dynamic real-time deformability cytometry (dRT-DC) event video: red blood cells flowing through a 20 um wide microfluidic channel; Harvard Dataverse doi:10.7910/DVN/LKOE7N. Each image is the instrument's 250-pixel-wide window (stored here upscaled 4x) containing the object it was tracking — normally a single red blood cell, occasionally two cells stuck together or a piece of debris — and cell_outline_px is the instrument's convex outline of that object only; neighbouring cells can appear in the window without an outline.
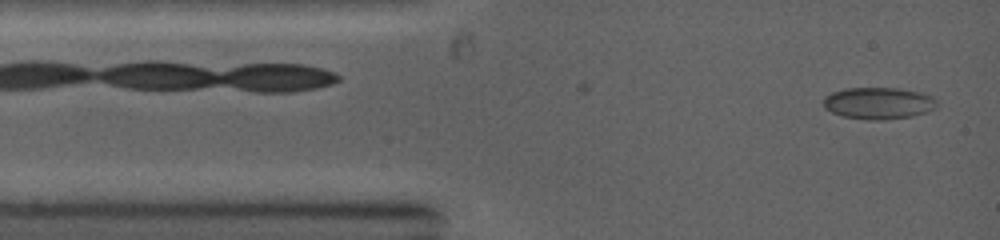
{"species": "common noctule bat (a hibernating species)", "species_latin": "Nyctalus noctula", "temperature_condition": "warm", "stored_images_in_passage": 12, "camera_frame_rate_fps": 5000, "um_per_image_px": 0.085, "animal": {"sex": "female", "body_mass_g": 19.0, "forearm_length_mm": 53.3}, "frame": {"image": 1, "passage_image": 1, "time_ms": 0.0, "image_size_px": [1000, 240], "cell_outline_px": [[936, 108], [928, 112], [912, 116], [880, 120], [864, 120], [844, 116], [832, 112], [824, 108], [824, 96], [832, 92], [844, 88], [896, 88], [920, 92], [932, 96], [936, 100]], "centroid_in_image_um": [74.67, 8.77], "position_along_channel_um": 10.3, "area_um2": 21.1}}
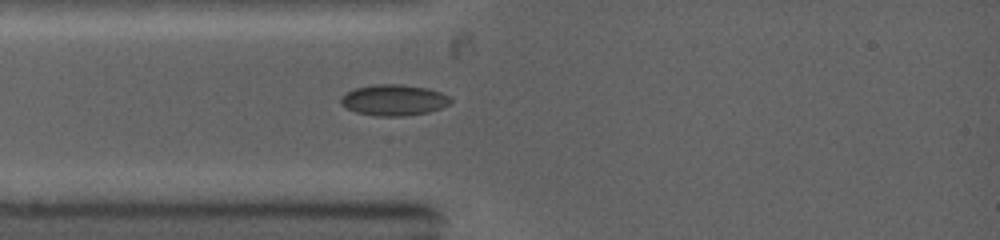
{"frame": {"image": 2, "passage_image": 10, "time_ms": 2.0, "image_size_px": [1000, 240], "cell_outline_px": [[452, 100], [448, 104], [440, 108], [428, 112], [400, 116], [376, 116], [356, 112], [340, 104], [340, 96], [352, 88], [376, 84], [400, 84], [424, 88], [440, 92], [448, 96]], "centroid_in_image_um": [33.41, 8.5], "position_along_channel_um": 51.6, "area_um2": 19.71}}